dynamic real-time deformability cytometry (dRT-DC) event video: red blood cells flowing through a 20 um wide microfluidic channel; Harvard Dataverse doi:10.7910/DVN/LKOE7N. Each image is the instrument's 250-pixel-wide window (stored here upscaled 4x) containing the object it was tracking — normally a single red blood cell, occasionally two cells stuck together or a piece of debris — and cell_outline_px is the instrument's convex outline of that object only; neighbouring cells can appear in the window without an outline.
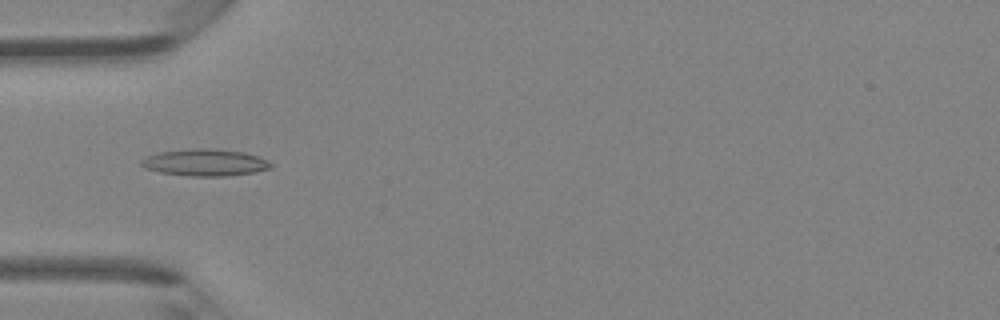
{"species": "Egyptian fruit bat (a non-hibernating species)", "species_latin": "Rousettus aegyptiacus", "temperature_condition": "room temperature", "stored_images_in_passage": 45, "camera_frame_rate_fps": 3000, "um_per_image_px": 0.085, "animal": {"sex": "female"}, "frame": {"image": 1, "passage_image": 14, "time_ms": 4.333, "image_size_px": [1000, 320], "cell_outline_px": [[272, 168], [256, 172], [224, 176], [188, 176], [160, 172], [144, 168], [140, 164], [140, 160], [148, 156], [160, 152], [200, 148], [244, 152], [268, 160], [272, 164]], "centroid_in_image_um": [17.43, 13.83], "position_along_channel_um": 67.6, "area_um2": 20.06}}
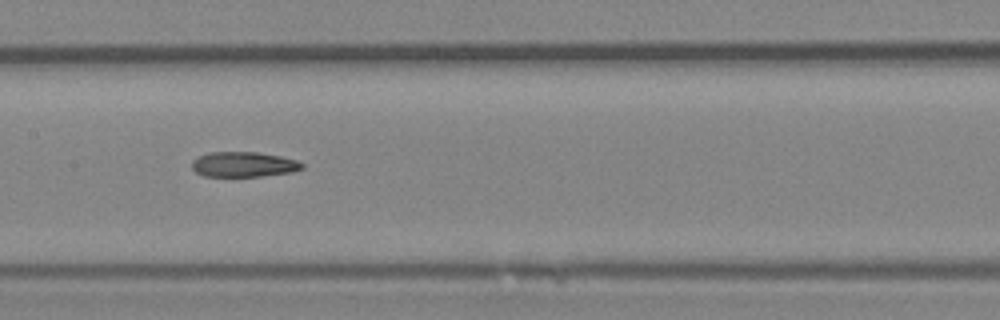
{"frame": {"image": 2, "passage_image": 22, "time_ms": 7.0, "image_size_px": [1000, 320], "cell_outline_px": [[304, 168], [292, 172], [260, 176], [204, 176], [196, 172], [192, 168], [192, 160], [208, 152], [256, 152], [280, 156], [296, 160], [304, 164]], "centroid_in_image_um": [20.71, 13.97], "position_along_channel_um": 186.7, "area_um2": 16.07}}
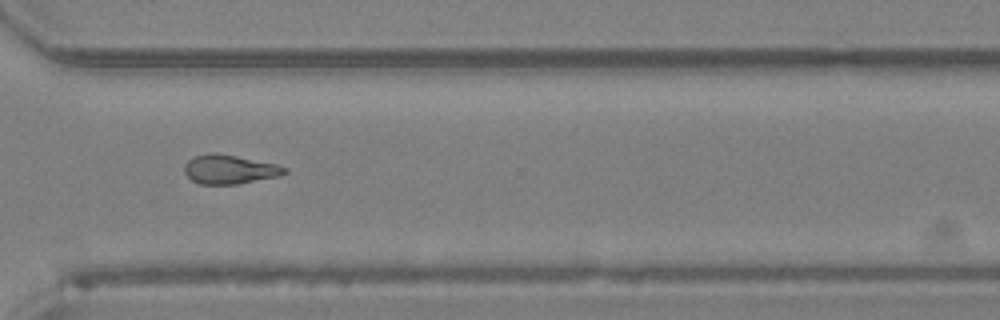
{"frame": {"image": 3, "passage_image": 33, "time_ms": 10.667, "image_size_px": [1000, 320], "cell_outline_px": [[288, 172], [280, 176], [236, 184], [200, 184], [192, 180], [184, 172], [184, 164], [188, 160], [196, 156], [212, 152], [236, 156], [276, 164], [288, 168]], "centroid_in_image_um": [19.52, 14.4], "position_along_channel_um": 351.1, "area_um2": 16.88}}